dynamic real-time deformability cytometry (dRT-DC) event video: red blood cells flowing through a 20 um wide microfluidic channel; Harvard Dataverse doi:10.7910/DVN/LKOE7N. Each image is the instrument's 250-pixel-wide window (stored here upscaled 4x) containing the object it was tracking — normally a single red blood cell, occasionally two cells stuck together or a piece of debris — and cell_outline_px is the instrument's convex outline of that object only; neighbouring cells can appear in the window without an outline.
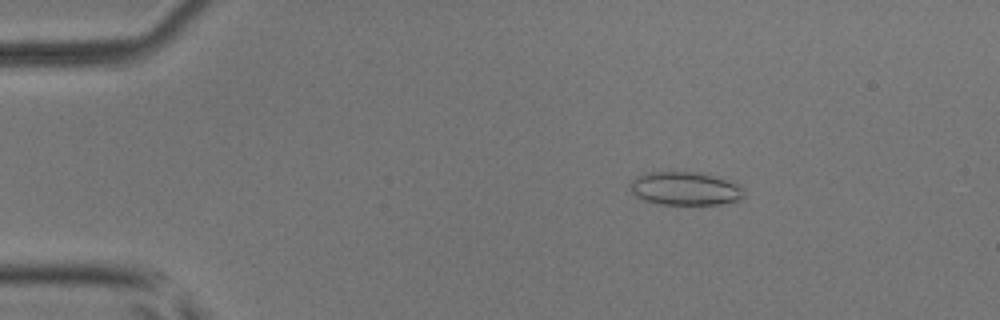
{"species": "common noctule bat (a hibernating species)", "species_latin": "Nyctalus noctula", "temperature_condition": "room temperature", "stored_images_in_passage": 51, "camera_frame_rate_fps": 3000, "um_per_image_px": 0.085, "animal": {"sex": "male", "body_mass_g": 17.9, "forearm_length_mm": 54.2}, "frame": {"image": 1, "passage_image": 9, "time_ms": 2.667, "image_size_px": [1000, 320], "cell_outline_px": [[744, 196], [740, 200], [720, 204], [660, 204], [644, 200], [636, 196], [632, 192], [628, 184], [632, 180], [648, 172], [704, 172], [736, 180], [744, 188]], "centroid_in_image_um": [58.34, 16.01], "position_along_channel_um": 26.7, "area_um2": 22.66}}
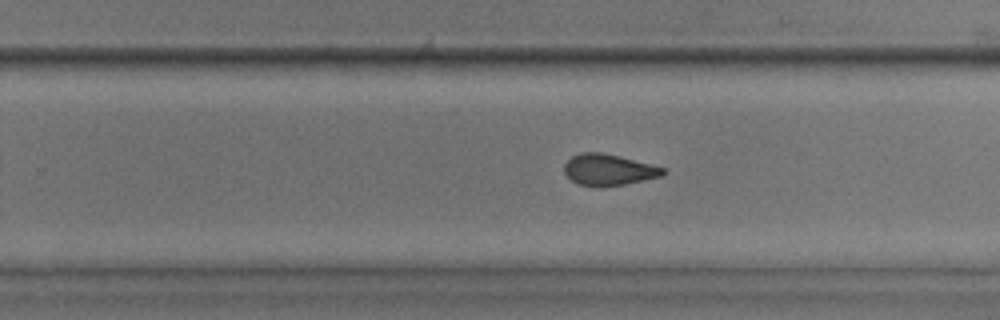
{"frame": {"image": 2, "passage_image": 33, "time_ms": 10.667, "image_size_px": [1000, 320], "cell_outline_px": [[664, 172], [660, 176], [624, 184], [600, 188], [580, 184], [572, 180], [564, 172], [564, 164], [572, 156], [580, 152], [600, 152], [652, 164], [664, 168]], "centroid_in_image_um": [51.69, 14.43], "position_along_channel_um": 278.1, "area_um2": 17.8}}
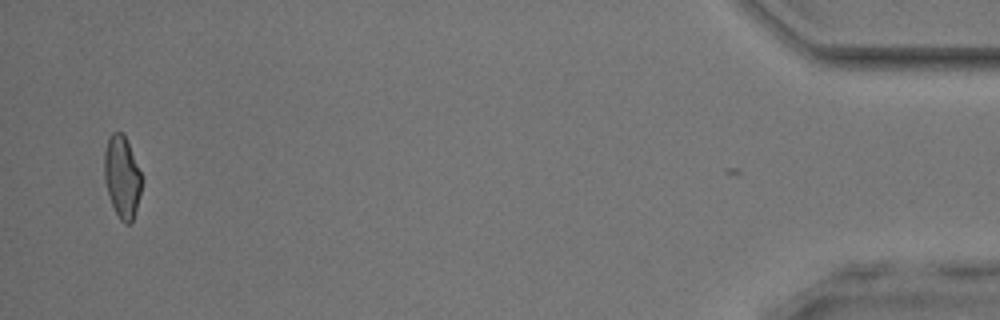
{"frame": {"image": 3, "passage_image": 50, "time_ms": 16.333, "image_size_px": [1000, 320], "cell_outline_px": [[140, 192], [136, 208], [132, 220], [128, 224], [124, 224], [120, 220], [112, 204], [104, 180], [104, 152], [108, 136], [112, 132], [124, 132], [140, 172]], "centroid_in_image_um": [10.34, 14.99], "position_along_channel_um": 424.9, "area_um2": 17.57}, "authors_computed_cell_mechanics": {"area_um2": 18.6694, "velocity_mm_per_s": 4.0585, "shape_relaxation_time_tau1_ms": null, "shape_relaxation_time_tau2_ms": 1.971, "deformation_change_tau1": null, "deformation_change_tau2": 0.0916}}